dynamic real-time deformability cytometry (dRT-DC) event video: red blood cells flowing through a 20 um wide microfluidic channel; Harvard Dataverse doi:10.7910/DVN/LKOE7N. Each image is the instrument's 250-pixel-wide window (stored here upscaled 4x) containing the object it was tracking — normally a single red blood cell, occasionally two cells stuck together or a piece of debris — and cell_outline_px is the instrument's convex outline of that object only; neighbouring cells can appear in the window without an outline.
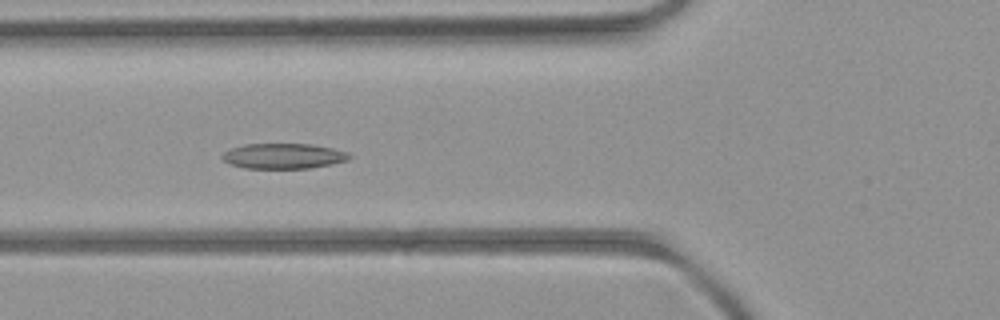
{"species": "common noctule bat (a hibernating species)", "species_latin": "Nyctalus noctula", "temperature_condition": "room temperature", "stored_images_in_passage": 52, "camera_frame_rate_fps": 3000, "um_per_image_px": 0.085, "animal": {"sex": "female", "body_mass_g": 21.9}, "frame": {"image": 1, "passage_image": 19, "time_ms": 6.0, "image_size_px": [1000, 320], "cell_outline_px": [[352, 156], [348, 160], [332, 164], [308, 168], [244, 168], [228, 164], [220, 156], [224, 152], [232, 148], [244, 144], [312, 144], [332, 148], [348, 152]], "centroid_in_image_um": [24.09, 13.26], "position_along_channel_um": 101.7, "area_um2": 18.79}}
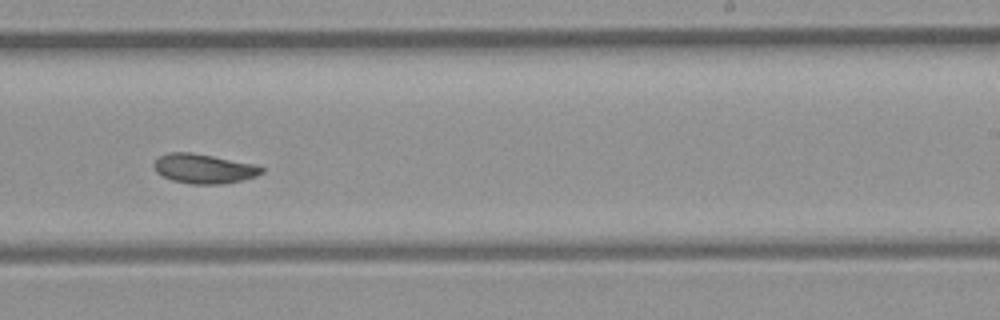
{"frame": {"image": 2, "passage_image": 32, "time_ms": 10.333, "image_size_px": [1000, 320], "cell_outline_px": [[264, 172], [256, 176], [224, 184], [192, 184], [172, 180], [156, 172], [152, 164], [160, 156], [168, 152], [192, 152], [256, 164], [264, 168]], "centroid_in_image_um": [17.33, 14.33], "position_along_channel_um": 271.7, "area_um2": 18.55}}
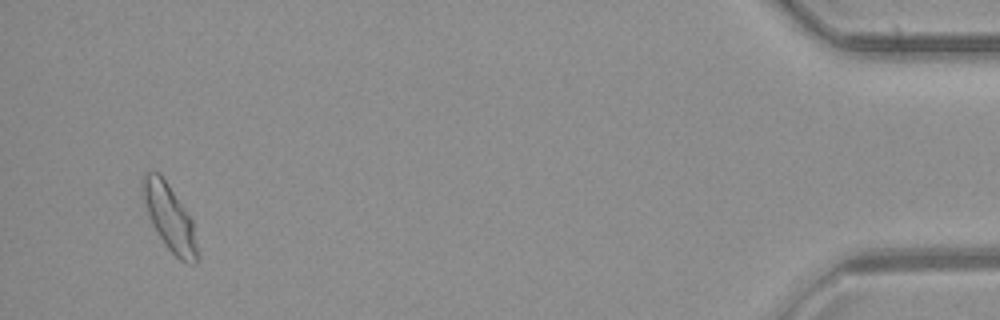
{"frame": {"image": 3, "passage_image": 50, "time_ms": 16.333, "image_size_px": [1000, 320], "cell_outline_px": [[200, 256], [196, 264], [192, 264], [180, 260], [164, 244], [156, 232], [152, 224], [144, 200], [140, 184], [140, 180], [144, 172], [160, 172], [192, 220]], "centroid_in_image_um": [14.42, 18.5], "position_along_channel_um": 420.8, "area_um2": 21.1}, "authors_computed_cell_mechanics": {"area_um2": 19.2763, "velocity_mm_per_s": 3.9206, "shape_relaxation_time_tau1_ms": 8.3893, "shape_relaxation_time_tau2_ms": 2.3518, "deformation_change_tau1": 0.1619, "deformation_change_tau2": 0.0621}}